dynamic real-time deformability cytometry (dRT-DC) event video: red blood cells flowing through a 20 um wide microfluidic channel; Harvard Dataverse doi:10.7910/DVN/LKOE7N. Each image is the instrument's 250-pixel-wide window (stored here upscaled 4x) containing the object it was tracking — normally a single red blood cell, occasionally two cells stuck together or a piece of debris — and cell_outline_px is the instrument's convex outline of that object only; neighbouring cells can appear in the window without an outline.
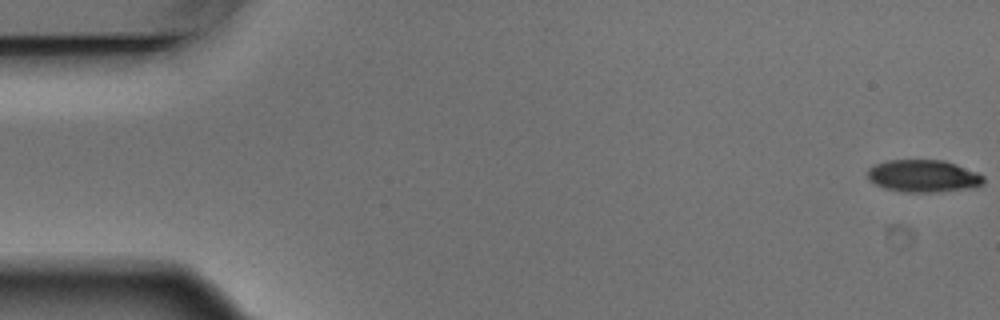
{"species": "Egyptian fruit bat (a non-hibernating species)", "species_latin": "Rousettus aegyptiacus", "temperature_condition": "warm", "stored_images_in_passage": 4, "camera_frame_rate_fps": 3000, "um_per_image_px": 0.085, "animal": {"sex": "male"}, "frame": {"image": 1, "passage_image": 1, "time_ms": 0.0, "image_size_px": [1000, 320], "cell_outline_px": [[984, 184], [976, 188], [932, 192], [904, 192], [884, 188], [868, 180], [868, 168], [872, 164], [888, 160], [944, 160], [956, 164], [976, 172], [984, 176]], "centroid_in_image_um": [78.48, 14.96], "position_along_channel_um": 6.5, "area_um2": 22.08}}
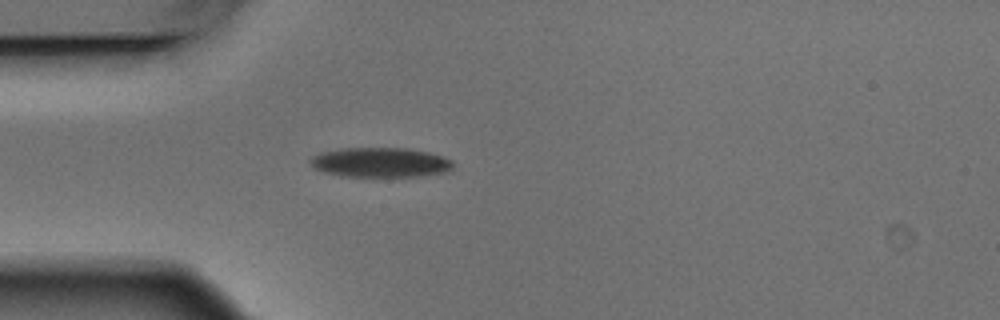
{"frame": {"image": 2, "passage_image": 4, "time_ms": 1.0, "image_size_px": [1000, 320], "cell_outline_px": [[452, 168], [448, 172], [420, 176], [340, 176], [324, 172], [312, 168], [308, 160], [312, 156], [320, 152], [344, 148], [408, 148], [428, 152], [444, 156], [452, 160]], "centroid_in_image_um": [32.31, 13.8], "position_along_channel_um": 52.7, "area_um2": 24.91}}